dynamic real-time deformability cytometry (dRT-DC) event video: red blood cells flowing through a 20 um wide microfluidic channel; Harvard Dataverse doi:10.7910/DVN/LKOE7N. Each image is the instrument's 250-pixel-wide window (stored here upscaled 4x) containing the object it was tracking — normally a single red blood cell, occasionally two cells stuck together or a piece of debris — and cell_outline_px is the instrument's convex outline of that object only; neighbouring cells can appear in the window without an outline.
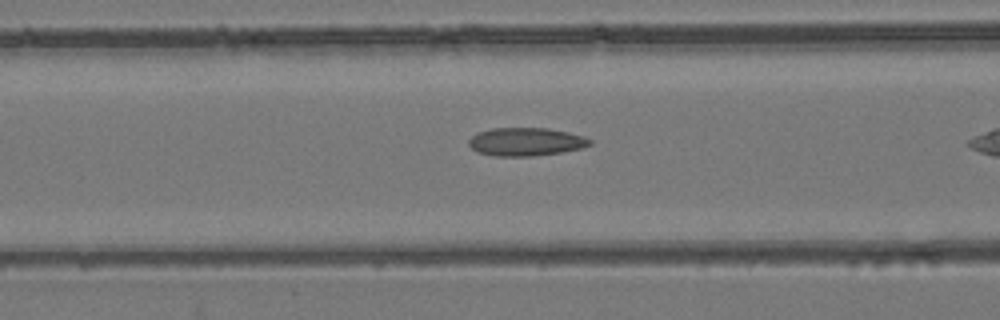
{"species": "common noctule bat (a hibernating species)", "species_latin": "Nyctalus noctula", "temperature_condition": "room temperature", "stored_images_in_passage": 32, "camera_frame_rate_fps": 3000, "um_per_image_px": 0.085, "animal": {"sex": "female", "body_mass_g": 24.6, "forearm_length_mm": 56.2}, "frame": {"image": 1, "passage_image": 14, "time_ms": 4.333, "image_size_px": [1000, 320], "cell_outline_px": [[592, 144], [584, 148], [560, 152], [532, 156], [496, 156], [476, 152], [468, 144], [468, 140], [476, 132], [492, 128], [548, 128], [568, 132], [584, 136], [592, 140]], "centroid_in_image_um": [44.7, 12.04], "position_along_channel_um": 121.9, "area_um2": 20.06}}
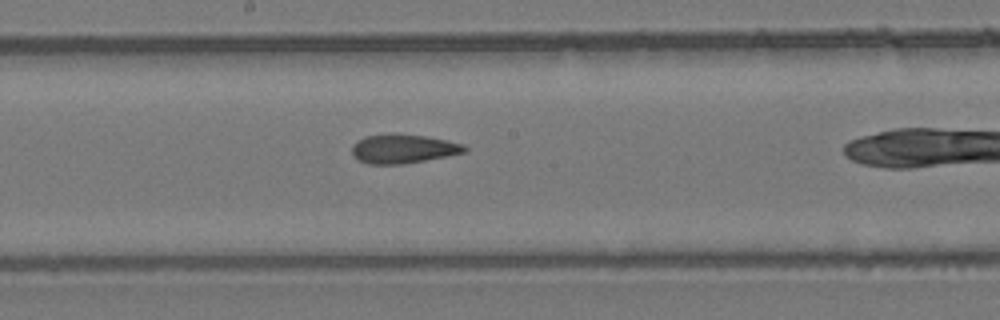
{"frame": {"image": 2, "passage_image": 21, "time_ms": 6.667, "image_size_px": [1000, 320], "cell_outline_px": [[468, 152], [404, 164], [368, 164], [356, 160], [352, 156], [352, 144], [356, 140], [364, 136], [396, 132], [428, 136], [464, 144], [468, 148]], "centroid_in_image_um": [34.24, 12.63], "position_along_channel_um": 214.0, "area_um2": 19.65}}
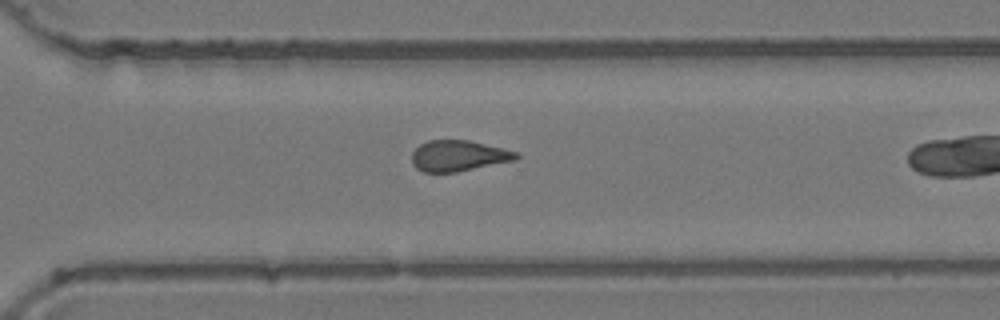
{"frame": {"image": 3, "passage_image": 30, "time_ms": 9.667, "image_size_px": [1000, 320], "cell_outline_px": [[520, 156], [516, 160], [456, 172], [424, 172], [416, 168], [412, 164], [412, 152], [420, 144], [428, 140], [468, 140], [504, 148], [516, 152]], "centroid_in_image_um": [38.96, 13.24], "position_along_channel_um": 331.6, "area_um2": 18.79}}